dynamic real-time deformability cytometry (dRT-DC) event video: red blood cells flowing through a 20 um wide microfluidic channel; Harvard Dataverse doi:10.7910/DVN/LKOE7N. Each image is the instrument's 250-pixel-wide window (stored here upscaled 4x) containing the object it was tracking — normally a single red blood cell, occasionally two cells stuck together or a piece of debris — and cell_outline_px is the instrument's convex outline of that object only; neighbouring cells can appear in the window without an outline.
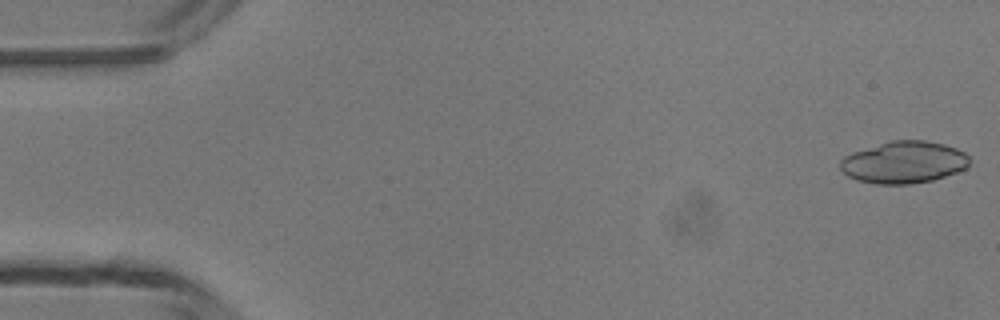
{"species": "common noctule bat (a hibernating species)", "species_latin": "Nyctalus noctula", "temperature_condition": "room temperature", "stored_images_in_passage": 49, "camera_frame_rate_fps": 3000, "um_per_image_px": 0.085, "animal": {"sex": "male", "body_mass_g": 13.3}, "frame": {"image": 1, "passage_image": 1, "time_ms": 0.0, "image_size_px": [1000, 320], "cell_outline_px": [[968, 164], [964, 168], [956, 172], [932, 180], [908, 184], [876, 184], [856, 180], [848, 176], [840, 168], [840, 160], [844, 156], [852, 152], [892, 140], [924, 140], [944, 144], [956, 148], [964, 152], [968, 156]], "centroid_in_image_um": [76.79, 13.79], "position_along_channel_um": 8.2, "area_um2": 31.44}}